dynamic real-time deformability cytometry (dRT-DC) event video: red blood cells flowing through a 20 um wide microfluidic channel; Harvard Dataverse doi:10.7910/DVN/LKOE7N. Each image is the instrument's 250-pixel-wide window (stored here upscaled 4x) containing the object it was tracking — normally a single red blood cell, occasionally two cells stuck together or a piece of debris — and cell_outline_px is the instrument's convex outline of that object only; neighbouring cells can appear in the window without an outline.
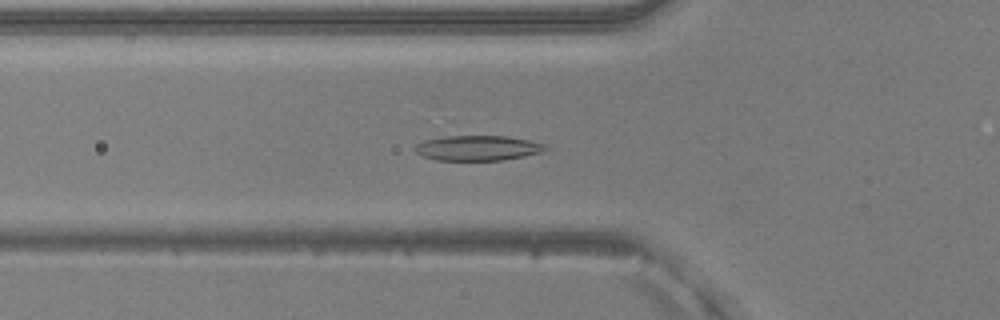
{"species": "common noctule bat (a hibernating species)", "species_latin": "Nyctalus noctula", "temperature_condition": "warm", "stored_images_in_passage": 51, "camera_frame_rate_fps": 3000, "um_per_image_px": 0.085, "animal": {"sex": "male", "body_mass_g": 20.5, "forearm_length_mm": 52.5}, "frame": {"image": 1, "passage_image": 18, "time_ms": 5.667, "image_size_px": [1000, 320], "cell_outline_px": [[548, 148], [540, 152], [524, 156], [500, 160], [436, 160], [424, 156], [416, 152], [412, 148], [416, 144], [424, 140], [444, 136], [508, 136], [532, 140], [544, 144]], "centroid_in_image_um": [40.59, 12.57], "position_along_channel_um": 85.2, "area_um2": 19.07}}
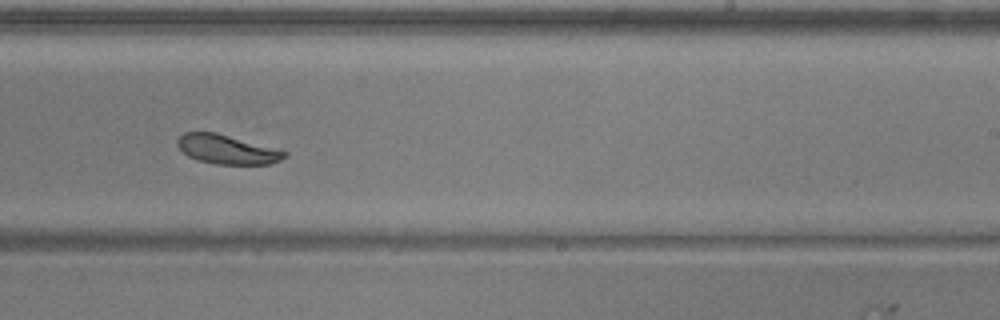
{"frame": {"image": 2, "passage_image": 32, "time_ms": 10.333, "image_size_px": [1000, 320], "cell_outline_px": [[288, 156], [280, 160], [268, 164], [216, 164], [196, 160], [188, 156], [176, 144], [176, 140], [184, 132], [216, 132], [288, 152]], "centroid_in_image_um": [19.27, 12.7], "position_along_channel_um": 269.7, "area_um2": 18.09}}
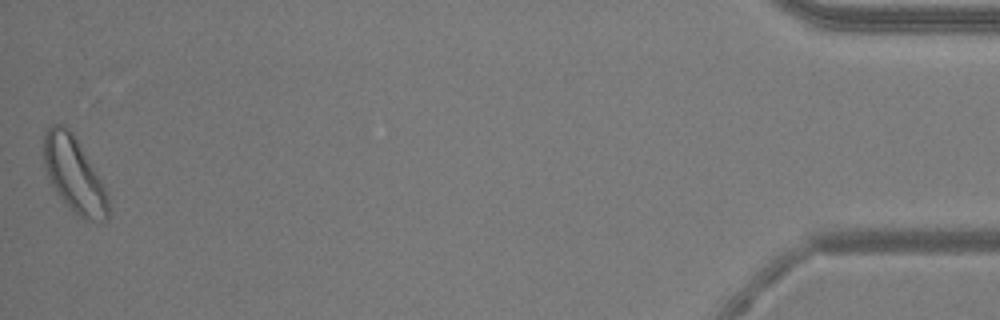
{"frame": {"image": 3, "passage_image": 51, "time_ms": 16.667, "image_size_px": [1000, 320], "cell_outline_px": [[108, 216], [104, 224], [84, 220], [52, 188], [48, 180], [44, 164], [44, 132], [52, 124], [64, 124], [72, 132], [96, 172], [108, 196]], "centroid_in_image_um": [6.29, 14.86], "position_along_channel_um": 428.9, "area_um2": 28.03}, "authors_computed_cell_mechanics": {"area_um2": 20.4612, "velocity_mm_per_s": 3.9488, "shape_relaxation_time_tau1_ms": 2.662, "shape_relaxation_time_tau2_ms": 2.5895, "deformation_change_tau1": 0.1015, "deformation_change_tau2": 0.0875}}